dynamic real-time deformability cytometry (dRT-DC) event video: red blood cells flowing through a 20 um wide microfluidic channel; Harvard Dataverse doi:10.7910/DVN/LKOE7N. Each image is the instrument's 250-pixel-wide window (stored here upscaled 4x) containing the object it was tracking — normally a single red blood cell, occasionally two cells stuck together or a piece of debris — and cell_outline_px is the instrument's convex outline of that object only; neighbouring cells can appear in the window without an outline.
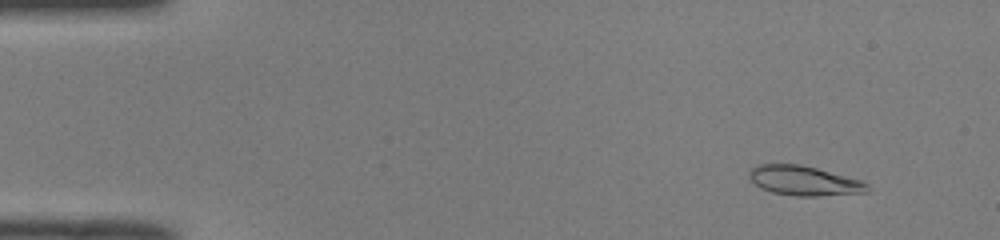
{"species": "common noctule bat (a hibernating species)", "species_latin": "Nyctalus noctula", "temperature_condition": "room temperature", "stored_images_in_passage": 51, "camera_frame_rate_fps": 3000, "um_per_image_px": 0.085, "animal": {"sex": "male", "body_mass_g": 19.0, "forearm_length_mm": 50.8}, "frame": {"image": 1, "passage_image": 5, "time_ms": 1.333, "image_size_px": [1000, 240], "cell_outline_px": [[868, 192], [820, 196], [796, 196], [772, 192], [760, 188], [748, 176], [748, 172], [756, 164], [800, 164], [816, 168], [860, 180], [868, 184]], "centroid_in_image_um": [68.31, 15.36], "position_along_channel_um": 16.7, "area_um2": 20.29}}
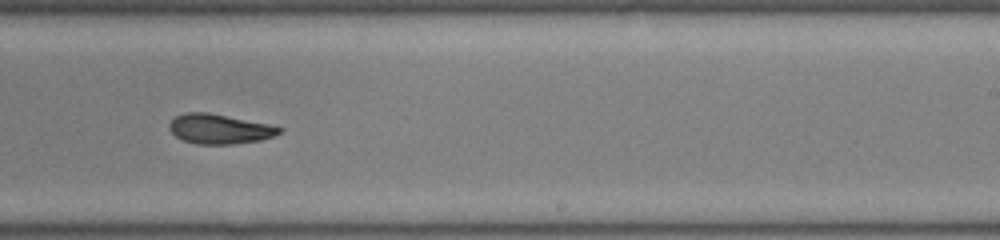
{"frame": {"image": 2, "passage_image": 32, "time_ms": 10.333, "image_size_px": [1000, 240], "cell_outline_px": [[284, 128], [280, 132], [272, 136], [260, 140], [236, 144], [196, 144], [184, 140], [176, 136], [168, 128], [168, 124], [176, 116], [184, 112], [208, 112], [268, 124]], "centroid_in_image_um": [18.63, 10.96], "position_along_channel_um": 270.4, "area_um2": 18.96}}
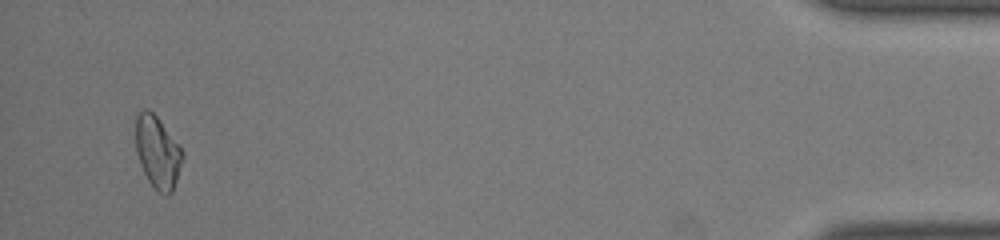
{"frame": {"image": 3, "passage_image": 49, "time_ms": 16.0, "image_size_px": [1000, 240], "cell_outline_px": [[184, 156], [172, 192], [168, 196], [164, 196], [156, 192], [148, 180], [140, 164], [136, 152], [136, 116], [144, 108], [148, 108], [156, 116], [180, 144], [184, 152]], "centroid_in_image_um": [13.41, 12.95], "position_along_channel_um": 421.8, "area_um2": 19.94}, "authors_computed_cell_mechanics": {"area_um2": 19.7098, "velocity_mm_per_s": 4.0282, "shape_relaxation_time_tau1_ms": 6.1866, "shape_relaxation_time_tau2_ms": 4.1998, "deformation_change_tau1": 0.1995, "deformation_change_tau2": 0.1055}}